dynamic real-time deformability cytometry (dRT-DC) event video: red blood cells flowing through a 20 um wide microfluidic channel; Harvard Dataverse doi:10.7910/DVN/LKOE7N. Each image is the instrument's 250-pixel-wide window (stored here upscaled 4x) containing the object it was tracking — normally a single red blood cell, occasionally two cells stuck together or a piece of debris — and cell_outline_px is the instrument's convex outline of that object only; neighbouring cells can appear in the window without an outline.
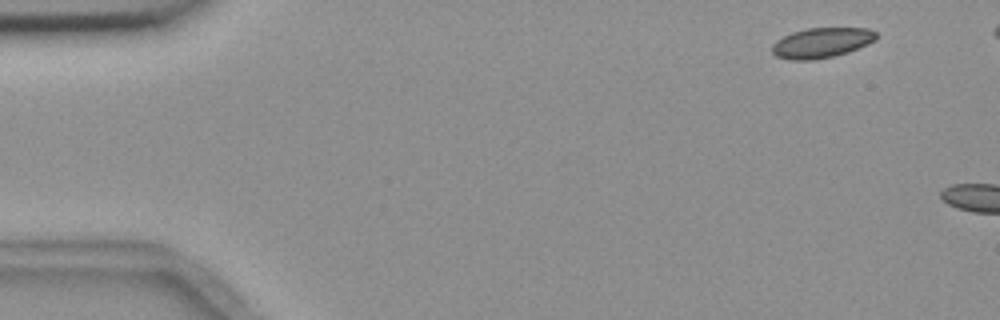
{"species": "common noctule bat (a hibernating species)", "species_latin": "Nyctalus noctula", "temperature_condition": "room temperature", "stored_images_in_passage": 3, "camera_frame_rate_fps": 3000, "um_per_image_px": 0.085, "animal": {"sex": "female", "body_mass_g": 18.4}, "frame": {"image": 1, "passage_image": 1, "time_ms": 0.0, "image_size_px": [1000, 320], "cell_outline_px": [[876, 40], [868, 44], [848, 52], [832, 56], [812, 60], [792, 60], [776, 56], [772, 52], [772, 44], [776, 40], [792, 32], [808, 28], [868, 28], [876, 32]], "centroid_in_image_um": [69.83, 3.63], "position_along_channel_um": 15.2, "area_um2": 18.21}}